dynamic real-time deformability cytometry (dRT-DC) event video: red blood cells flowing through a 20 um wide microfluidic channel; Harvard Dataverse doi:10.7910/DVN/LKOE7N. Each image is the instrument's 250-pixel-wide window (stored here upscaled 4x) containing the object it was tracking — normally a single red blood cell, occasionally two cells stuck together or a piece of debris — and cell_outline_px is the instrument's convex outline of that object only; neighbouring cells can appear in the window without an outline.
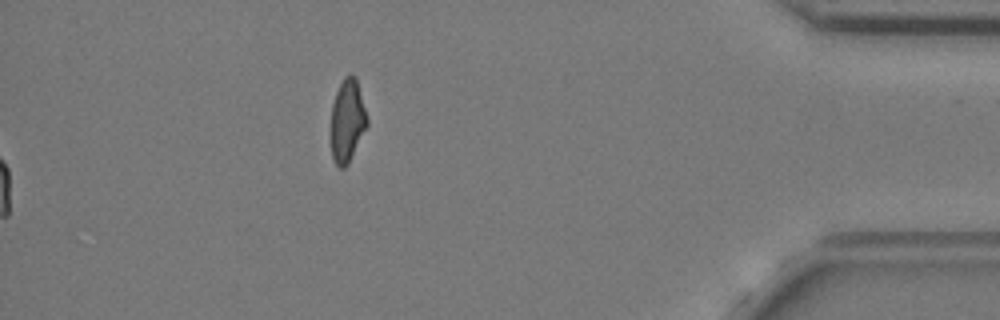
{"species": "common noctule bat (a hibernating species)", "species_latin": "Nyctalus noctula", "temperature_condition": "cold", "stored_images_in_passage": 40, "camera_frame_rate_fps": 3000, "um_per_image_px": 0.085, "animal": {"sex": "female", "body_mass_g": 24.6, "forearm_length_mm": 56.2}, "frame": {"image": 1, "passage_image": 40, "time_ms": 13.0, "image_size_px": [1000, 320], "cell_outline_px": [[368, 124], [348, 164], [344, 168], [340, 168], [332, 160], [332, 104], [336, 92], [344, 76], [352, 72], [356, 76], [368, 116]], "centroid_in_image_um": [29.54, 10.22], "position_along_channel_um": 405.7, "area_um2": 17.51}, "authors_computed_cell_mechanics": {"area_um2": 21.2415, "velocity_mm_per_s": 3.6682, "shape_relaxation_time_tau1_ms": null, "shape_relaxation_time_tau2_ms": 1.3832, "deformation_change_tau1": null, "deformation_change_tau2": 0.0772}}